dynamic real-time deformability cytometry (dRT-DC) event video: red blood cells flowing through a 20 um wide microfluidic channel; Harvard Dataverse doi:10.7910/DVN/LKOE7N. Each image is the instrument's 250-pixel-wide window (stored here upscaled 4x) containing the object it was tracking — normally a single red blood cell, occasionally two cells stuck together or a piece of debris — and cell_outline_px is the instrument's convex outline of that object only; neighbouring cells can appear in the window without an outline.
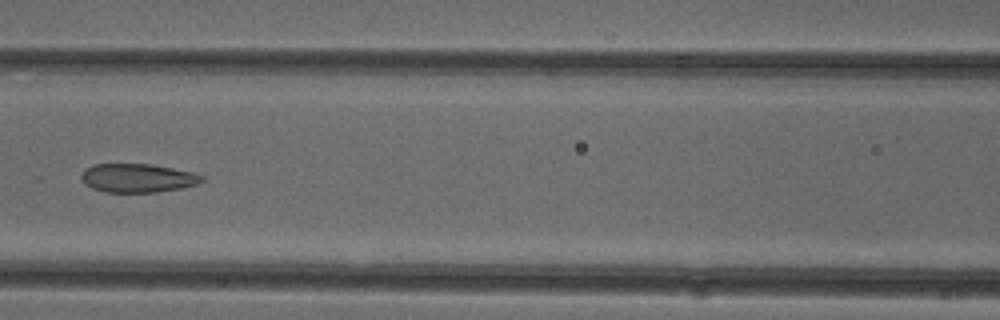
{"species": "common noctule bat (a hibernating species)", "species_latin": "Nyctalus noctula", "temperature_condition": "cold", "stored_images_in_passage": 8, "camera_frame_rate_fps": 3000, "um_per_image_px": 0.085, "animal": {"sex": "female"}, "frame": {"image": 1, "passage_image": 7, "time_ms": 2.0, "image_size_px": [1000, 320], "cell_outline_px": [[204, 180], [196, 184], [180, 188], [156, 192], [104, 192], [92, 188], [84, 184], [80, 176], [92, 164], [152, 164], [192, 172], [204, 176]], "centroid_in_image_um": [11.69, 15.13], "position_along_channel_um": 154.9, "area_um2": 20.06}}
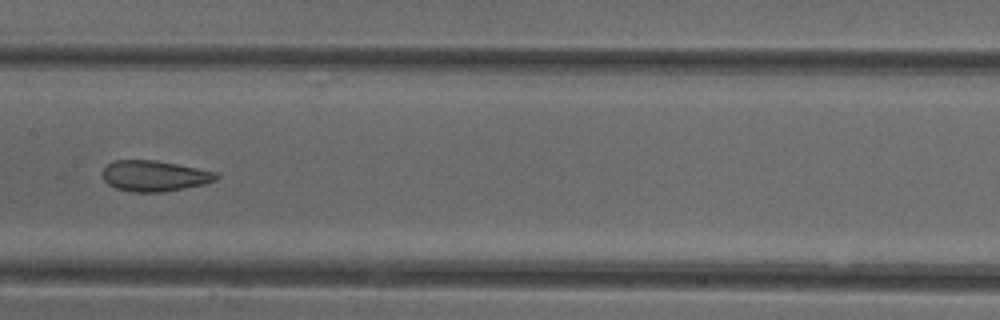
{"frame": {"image": 2, "passage_image": 8, "time_ms": 2.333, "image_size_px": [1000, 320], "cell_outline_px": [[220, 176], [216, 180], [204, 184], [184, 188], [160, 192], [132, 192], [116, 188], [108, 184], [104, 180], [104, 168], [108, 164], [116, 160], [156, 160], [216, 172]], "centroid_in_image_um": [13.14, 14.95], "position_along_channel_um": 194.3, "area_um2": 20.17}}